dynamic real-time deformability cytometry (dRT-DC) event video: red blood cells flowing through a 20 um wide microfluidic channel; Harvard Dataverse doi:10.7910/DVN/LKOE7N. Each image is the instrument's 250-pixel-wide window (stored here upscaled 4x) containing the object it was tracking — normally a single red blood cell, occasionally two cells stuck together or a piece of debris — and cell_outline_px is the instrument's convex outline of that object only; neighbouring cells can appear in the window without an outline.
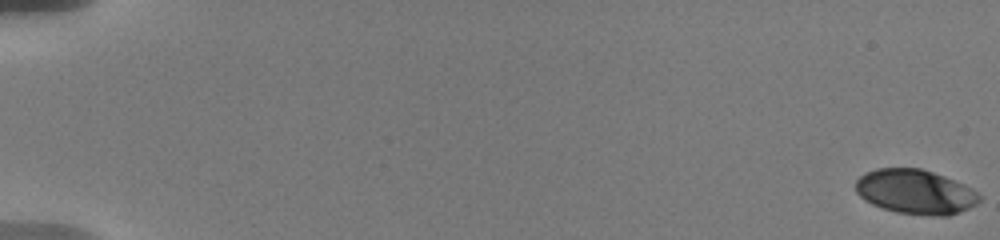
{"species": "human", "species_latin": "Homo sapiens", "temperature_condition": "warm", "stored_images_in_passage": 14, "camera_frame_rate_fps": 3000, "um_per_image_px": 0.085, "donor": {"sex": "male"}, "frame": {"image": 1, "passage_image": 1, "time_ms": 0.0, "image_size_px": [1000, 240], "cell_outline_px": [[980, 200], [976, 204], [960, 212], [948, 216], [932, 216], [896, 212], [872, 204], [864, 200], [856, 192], [856, 180], [864, 172], [876, 168], [920, 168], [944, 176], [964, 184], [972, 188], [980, 196]], "centroid_in_image_um": [77.79, 16.3], "position_along_channel_um": 7.2, "area_um2": 32.14}}
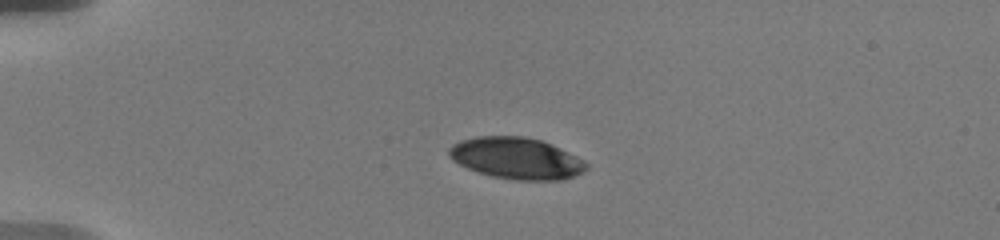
{"frame": {"image": 2, "passage_image": 10, "time_ms": 5.0, "image_size_px": [1000, 240], "cell_outline_px": [[588, 168], [572, 176], [560, 180], [512, 180], [492, 176], [468, 168], [452, 160], [448, 156], [448, 148], [452, 144], [460, 140], [476, 136], [524, 136], [540, 140], [552, 144], [584, 160], [588, 164]], "centroid_in_image_um": [43.86, 13.44], "position_along_channel_um": 41.1, "area_um2": 33.18}}
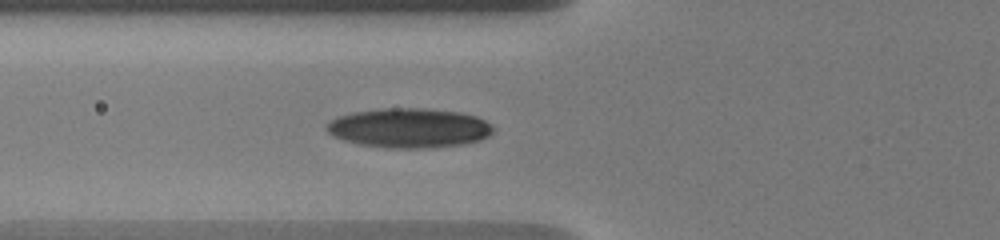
{"frame": {"image": 3, "passage_image": 14, "time_ms": 7.667, "image_size_px": [1000, 240], "cell_outline_px": [[492, 132], [488, 136], [480, 140], [464, 144], [428, 148], [384, 148], [356, 144], [332, 136], [324, 128], [332, 120], [340, 116], [352, 112], [380, 108], [428, 108], [460, 112], [476, 116], [492, 124]], "centroid_in_image_um": [34.76, 10.88], "position_along_channel_um": 91.0, "area_um2": 38.67}}